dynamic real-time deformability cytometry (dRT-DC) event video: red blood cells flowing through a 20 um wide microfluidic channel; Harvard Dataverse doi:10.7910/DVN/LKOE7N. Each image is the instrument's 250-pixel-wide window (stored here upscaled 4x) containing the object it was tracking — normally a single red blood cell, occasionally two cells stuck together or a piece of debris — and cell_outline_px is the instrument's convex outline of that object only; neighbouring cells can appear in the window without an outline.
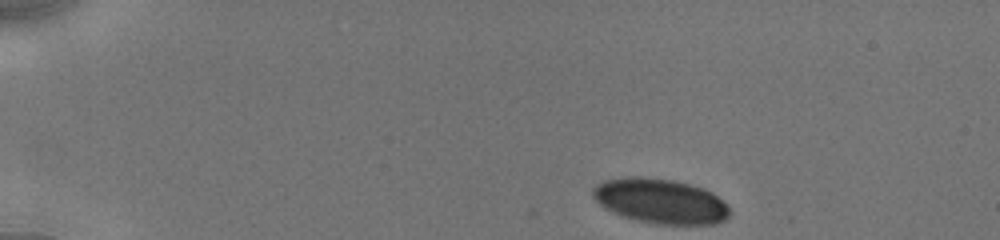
{"species": "human", "species_latin": "Homo sapiens", "temperature_condition": "cold", "stored_images_in_passage": 16, "camera_frame_rate_fps": 3000, "um_per_image_px": 0.085, "donor": {"sex": "male"}, "frame": {"image": 1, "passage_image": 1, "time_ms": 0.0, "image_size_px": [1000, 240], "cell_outline_px": [[732, 212], [724, 220], [716, 224], [656, 224], [636, 220], [624, 216], [604, 208], [592, 196], [592, 188], [596, 184], [604, 180], [624, 176], [640, 176], [672, 180], [704, 188], [712, 192], [728, 204]], "centroid_in_image_um": [56.14, 17.08], "position_along_channel_um": 28.9, "area_um2": 36.01}}
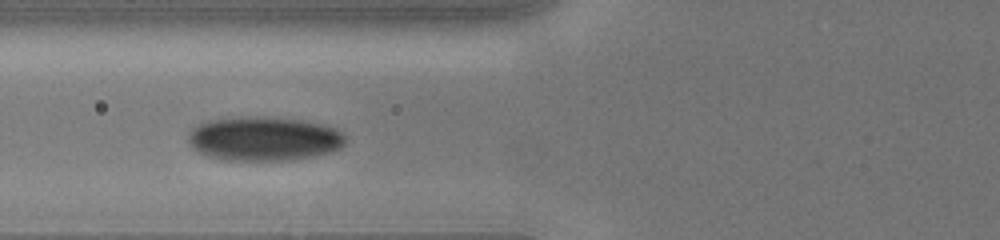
{"frame": {"image": 2, "passage_image": 10, "time_ms": 4.333, "image_size_px": [1000, 240], "cell_outline_px": [[348, 136], [344, 144], [340, 148], [328, 152], [312, 156], [292, 160], [220, 160], [208, 156], [192, 148], [188, 140], [188, 132], [192, 128], [208, 120], [240, 116], [272, 116], [304, 120], [328, 124], [344, 132]], "centroid_in_image_um": [22.47, 11.76], "position_along_channel_um": 103.3, "area_um2": 41.27}}
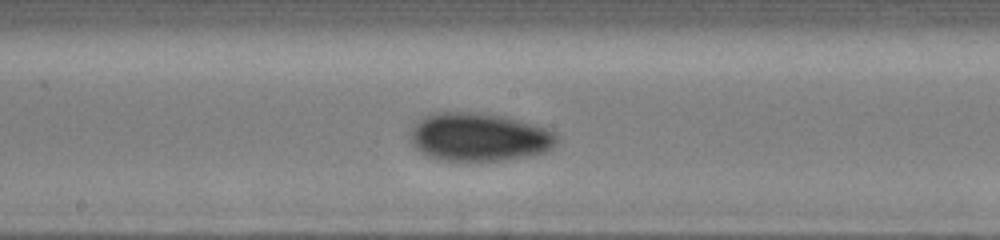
{"frame": {"image": 3, "passage_image": 16, "time_ms": 7.0, "image_size_px": [1000, 240], "cell_outline_px": [[560, 140], [552, 148], [544, 152], [528, 156], [500, 160], [440, 160], [428, 156], [416, 148], [412, 144], [412, 128], [424, 116], [432, 112], [480, 112], [504, 116], [552, 128], [560, 136]], "centroid_in_image_um": [40.81, 11.63], "position_along_channel_um": 207.4, "area_um2": 41.5}}